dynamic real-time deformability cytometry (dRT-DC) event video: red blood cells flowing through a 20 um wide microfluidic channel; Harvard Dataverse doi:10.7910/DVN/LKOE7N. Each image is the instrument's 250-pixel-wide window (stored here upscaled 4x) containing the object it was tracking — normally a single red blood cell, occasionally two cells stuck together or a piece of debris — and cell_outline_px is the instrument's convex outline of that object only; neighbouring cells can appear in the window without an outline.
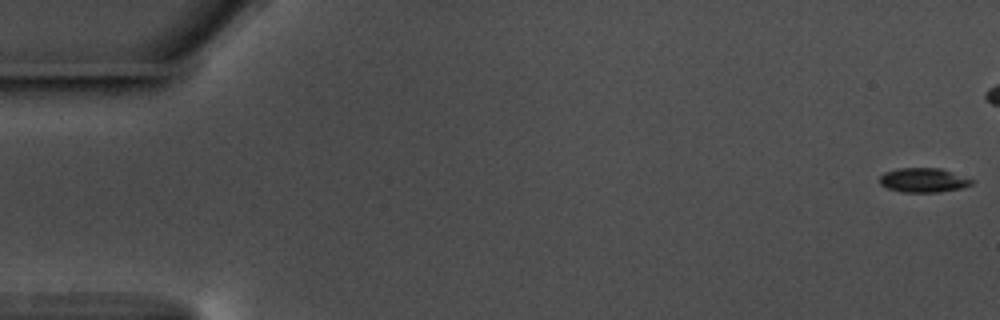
{"species": "common noctule bat (a hibernating species)", "species_latin": "Nyctalus noctula", "temperature_condition": "warm", "stored_images_in_passage": 48, "camera_frame_rate_fps": 3000, "um_per_image_px": 0.085, "animal": {"sex": "male", "body_mass_g": 17.5, "forearm_length_mm": 52.3}, "frame": {"image": 1, "passage_image": 1, "time_ms": 0.0, "image_size_px": [1000, 320], "cell_outline_px": [[976, 180], [972, 184], [960, 188], [936, 192], [900, 192], [888, 188], [880, 184], [880, 176], [884, 172], [896, 168], [940, 168]], "centroid_in_image_um": [78.48, 15.3], "position_along_channel_um": 6.5, "area_um2": 13.06}}
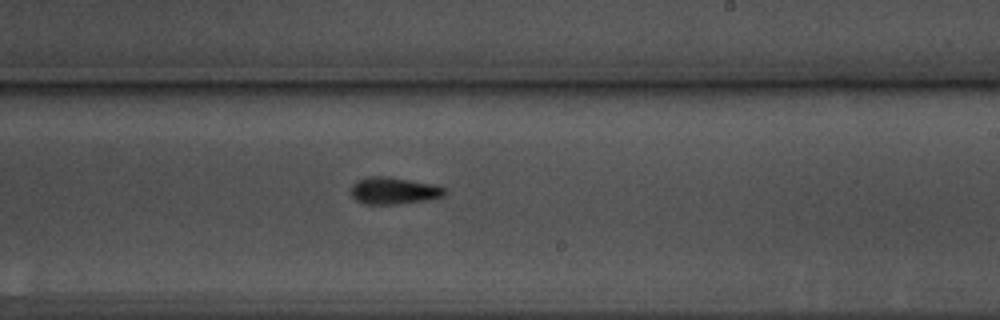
{"frame": {"image": 2, "passage_image": 35, "time_ms": 11.333, "image_size_px": [1000, 320], "cell_outline_px": [[448, 192], [444, 196], [428, 200], [400, 204], [364, 204], [356, 200], [352, 196], [352, 184], [356, 180], [368, 176], [388, 176], [436, 184], [448, 188]], "centroid_in_image_um": [33.53, 16.2], "position_along_channel_um": 255.5, "area_um2": 15.14}}
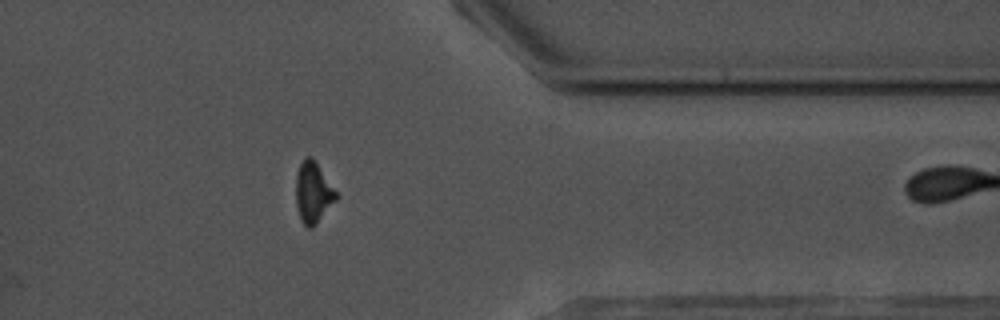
{"frame": {"image": 3, "passage_image": 47, "time_ms": 15.333, "image_size_px": [1000, 320], "cell_outline_px": [[340, 196], [316, 224], [312, 228], [308, 228], [300, 220], [296, 204], [296, 176], [300, 164], [304, 156], [312, 156]], "centroid_in_image_um": [26.62, 16.36], "position_along_channel_um": 384.8, "area_um2": 14.45}}